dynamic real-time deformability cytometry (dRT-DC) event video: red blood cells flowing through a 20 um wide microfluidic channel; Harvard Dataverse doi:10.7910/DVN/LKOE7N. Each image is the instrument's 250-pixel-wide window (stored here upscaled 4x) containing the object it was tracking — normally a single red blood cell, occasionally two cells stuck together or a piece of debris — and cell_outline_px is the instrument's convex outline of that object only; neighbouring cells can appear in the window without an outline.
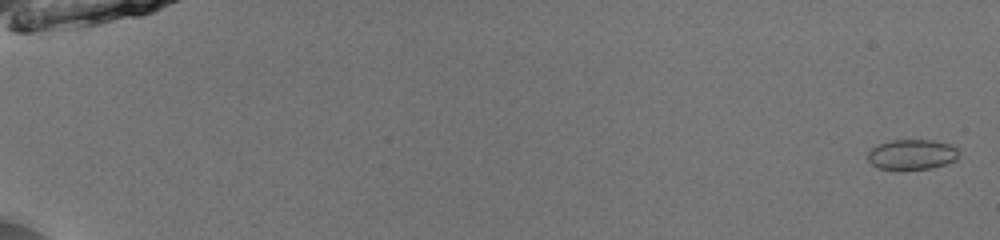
{"species": "common noctule bat (a hibernating species)", "species_latin": "Nyctalus noctula", "temperature_condition": "room temperature", "stored_images_in_passage": 53, "camera_frame_rate_fps": 3000, "um_per_image_px": 0.085, "animal": {"sex": "male", "body_mass_g": 13.0, "forearm_length_mm": 53.1}, "frame": {"image": 1, "passage_image": 2, "time_ms": 0.333, "image_size_px": [1000, 240], "cell_outline_px": [[956, 160], [932, 168], [880, 168], [872, 164], [868, 160], [868, 152], [872, 148], [880, 144], [892, 140], [932, 140], [948, 144], [956, 148]], "centroid_in_image_um": [77.49, 13.11], "position_along_channel_um": 7.5, "area_um2": 15.43}}
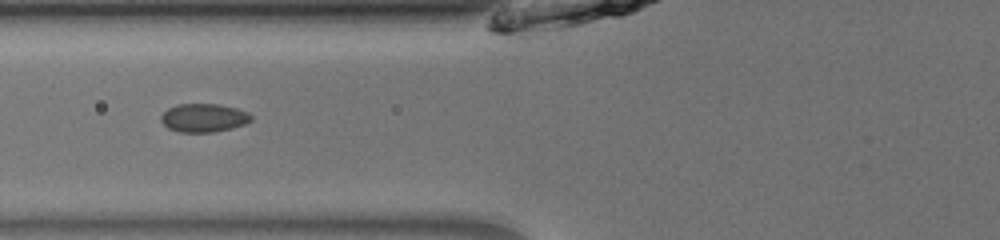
{"frame": {"image": 2, "passage_image": 24, "time_ms": 7.667, "image_size_px": [1000, 240], "cell_outline_px": [[252, 120], [244, 124], [232, 128], [212, 132], [180, 132], [168, 128], [160, 120], [160, 116], [168, 108], [176, 104], [220, 104], [236, 108], [248, 112], [252, 116]], "centroid_in_image_um": [17.31, 10.01], "position_along_channel_um": 108.5, "area_um2": 14.97}}
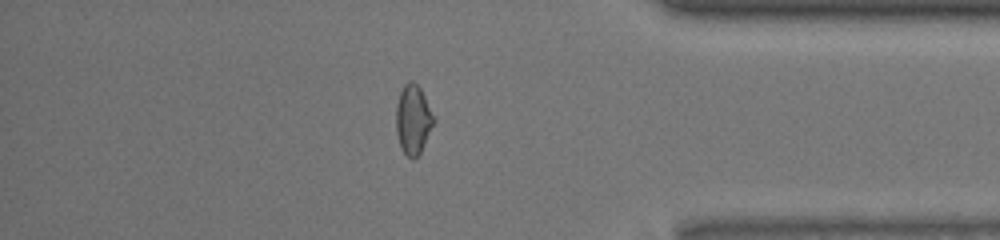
{"frame": {"image": 3, "passage_image": 47, "time_ms": 15.333, "image_size_px": [1000, 240], "cell_outline_px": [[436, 120], [420, 152], [416, 156], [408, 156], [400, 148], [396, 132], [396, 104], [400, 92], [404, 84], [408, 80], [412, 80], [420, 88]], "centroid_in_image_um": [35.1, 10.12], "position_along_channel_um": 400.1, "area_um2": 15.09}, "authors_computed_cell_mechanics": {"area_um2": 15.0858, "velocity_mm_per_s": 4.0109, "shape_relaxation_time_tau1_ms": null, "shape_relaxation_time_tau2_ms": 0.8954, "deformation_change_tau1": null, "deformation_change_tau2": 0.0518}}